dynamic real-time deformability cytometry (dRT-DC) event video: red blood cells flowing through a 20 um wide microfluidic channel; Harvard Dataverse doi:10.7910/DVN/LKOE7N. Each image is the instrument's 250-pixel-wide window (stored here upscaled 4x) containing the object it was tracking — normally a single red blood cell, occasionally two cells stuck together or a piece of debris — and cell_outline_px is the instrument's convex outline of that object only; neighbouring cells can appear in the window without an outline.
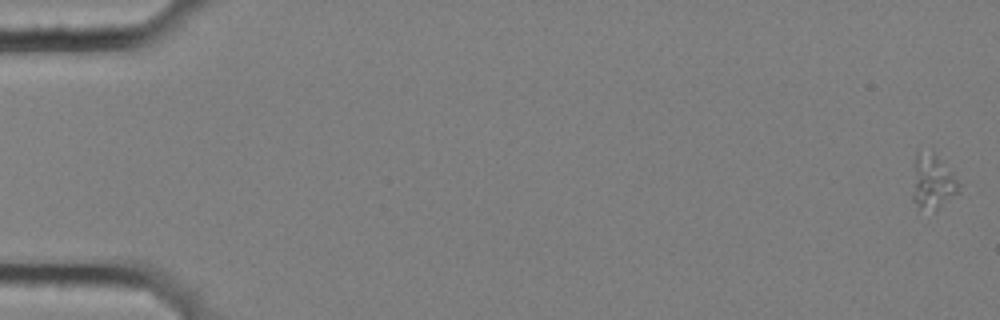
{"species": "common noctule bat (a hibernating species)", "species_latin": "Nyctalus noctula", "temperature_condition": "cold", "stored_images_in_passage": 7, "camera_frame_rate_fps": 3000, "um_per_image_px": 0.085, "animal": {"sex": "female", "body_mass_g": 25.1}, "frame": {"image": 1, "passage_image": 1, "time_ms": 0.0, "image_size_px": [1000, 320], "cell_outline_px": [[960, 192], [936, 208], [920, 208], [912, 200], [912, 192], [916, 152], [936, 156], [952, 172], [960, 184]], "centroid_in_image_um": [79.28, 15.48], "position_along_channel_um": 5.7, "area_um2": 14.05}}